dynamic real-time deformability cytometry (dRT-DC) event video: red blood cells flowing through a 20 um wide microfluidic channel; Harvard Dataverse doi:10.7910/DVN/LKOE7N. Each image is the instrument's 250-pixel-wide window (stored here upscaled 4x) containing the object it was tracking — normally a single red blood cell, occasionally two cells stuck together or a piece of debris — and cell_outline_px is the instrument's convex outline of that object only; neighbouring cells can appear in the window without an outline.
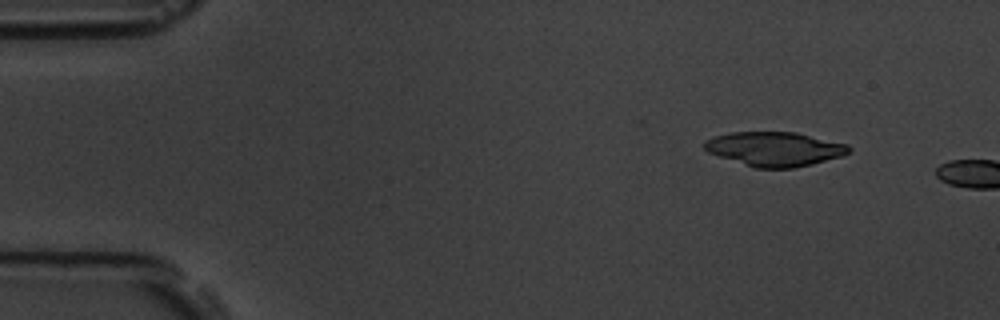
{"species": "common noctule bat (a hibernating species)", "species_latin": "Nyctalus noctula", "temperature_condition": "room temperature", "stored_images_in_passage": 3, "camera_frame_rate_fps": 3000, "um_per_image_px": 0.085, "animal": {"sex": "male", "body_mass_g": 19.5, "forearm_length_mm": 54.6}, "frame": {"image": 1, "passage_image": 2, "time_ms": 1.0, "image_size_px": [1000, 320], "cell_outline_px": [[852, 152], [844, 156], [812, 164], [792, 168], [756, 168], [708, 152], [704, 148], [704, 140], [712, 136], [732, 132], [796, 132], [848, 144], [852, 148]], "centroid_in_image_um": [65.89, 12.65], "position_along_channel_um": 19.1, "area_um2": 28.96}}